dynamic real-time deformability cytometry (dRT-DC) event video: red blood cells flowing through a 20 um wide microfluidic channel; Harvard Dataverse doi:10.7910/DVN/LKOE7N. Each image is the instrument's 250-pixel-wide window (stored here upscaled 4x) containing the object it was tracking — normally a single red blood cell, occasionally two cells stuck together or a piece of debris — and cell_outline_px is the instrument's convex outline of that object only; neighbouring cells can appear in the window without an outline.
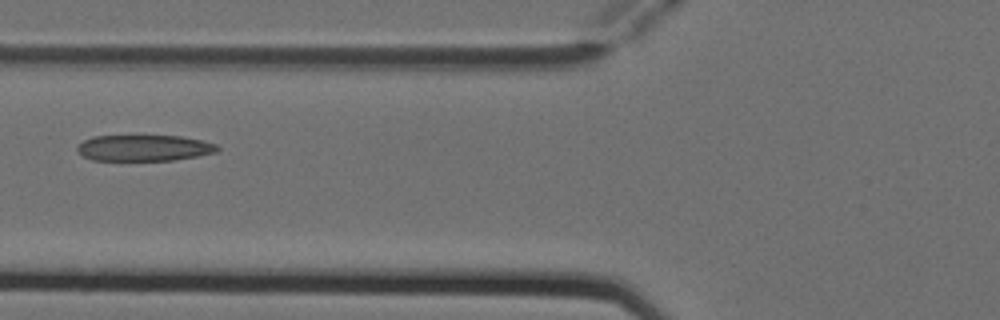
{"species": "Egyptian fruit bat (a non-hibernating species)", "species_latin": "Rousettus aegyptiacus", "temperature_condition": "cold", "stored_images_in_passage": 6, "camera_frame_rate_fps": 3000, "um_per_image_px": 0.085, "animal": {"sex": "female"}, "frame": {"image": 1, "passage_image": 5, "time_ms": 1.333, "image_size_px": [1000, 320], "cell_outline_px": [[220, 148], [216, 152], [196, 156], [172, 160], [92, 160], [76, 152], [76, 148], [84, 140], [92, 136], [180, 136], [200, 140], [216, 144]], "centroid_in_image_um": [12.21, 12.57], "position_along_channel_um": 113.6, "area_um2": 21.15}}
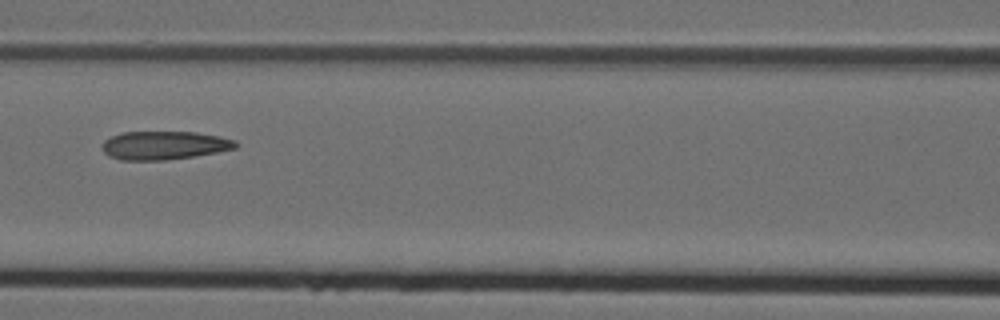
{"frame": {"image": 2, "passage_image": 6, "time_ms": 1.667, "image_size_px": [1000, 320], "cell_outline_px": [[240, 144], [236, 148], [216, 152], [192, 156], [164, 160], [120, 160], [108, 156], [100, 148], [100, 144], [104, 140], [112, 136], [124, 132], [196, 132], [220, 136], [236, 140]], "centroid_in_image_um": [13.93, 12.35], "position_along_channel_um": 152.7, "area_um2": 22.25}}